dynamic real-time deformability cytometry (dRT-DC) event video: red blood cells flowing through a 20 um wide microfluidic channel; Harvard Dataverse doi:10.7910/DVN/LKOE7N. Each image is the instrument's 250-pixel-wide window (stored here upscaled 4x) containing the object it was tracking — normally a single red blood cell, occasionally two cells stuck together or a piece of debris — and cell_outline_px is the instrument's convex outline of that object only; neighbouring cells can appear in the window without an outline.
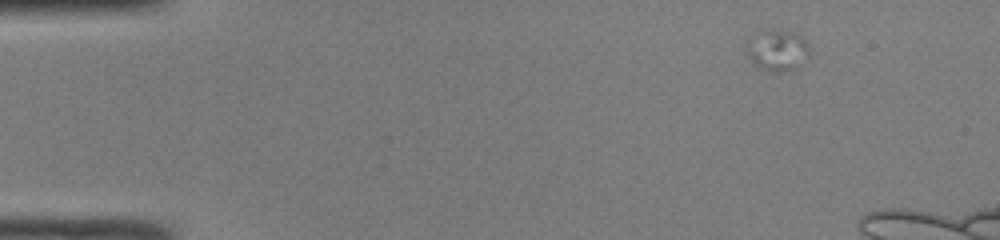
{"species": "common noctule bat (a hibernating species)", "species_latin": "Nyctalus noctula", "temperature_condition": "room temperature", "stored_images_in_passage": 15, "segment_of_instrument_passage": [1, 2], "camera_frame_rate_fps": 3000, "um_per_image_px": 0.085, "animal": {"sex": "male", "body_mass_g": 19.0, "forearm_length_mm": 50.8}, "frame": {"image": 1, "passage_image": 1, "time_ms": 0.0, "image_size_px": [1000, 240], "cell_outline_px": [[808, 56], [792, 68], [776, 72], [756, 68], [744, 48], [748, 40], [760, 28], [772, 28], [796, 32], [808, 44]], "centroid_in_image_um": [65.98, 4.2], "position_along_channel_um": 19.0, "area_um2": 15.26}}
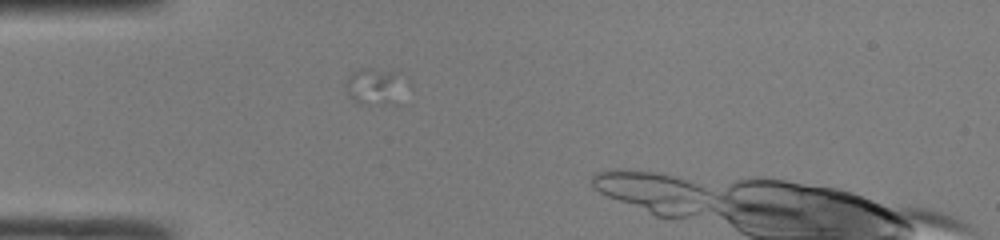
{"frame": {"image": 2, "passage_image": 10, "time_ms": 3.0, "image_size_px": [1000, 240], "cell_outline_px": [[400, 104], [368, 104], [352, 100], [348, 96], [344, 84], [348, 76], [352, 72], [360, 68], [372, 68], [396, 72], [400, 80]], "centroid_in_image_um": [31.76, 7.36], "position_along_channel_um": 53.2, "area_um2": 12.54}}